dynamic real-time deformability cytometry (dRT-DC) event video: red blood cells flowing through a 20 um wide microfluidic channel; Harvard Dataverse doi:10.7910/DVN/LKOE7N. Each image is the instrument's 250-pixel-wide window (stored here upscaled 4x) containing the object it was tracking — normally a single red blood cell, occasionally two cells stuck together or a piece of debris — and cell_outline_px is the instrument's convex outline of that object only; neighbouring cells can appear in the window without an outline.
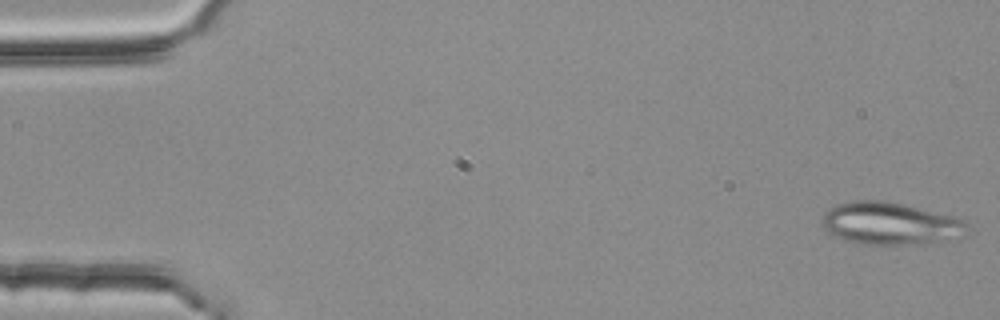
{"species": "common noctule bat (a hibernating species)", "species_latin": "Nyctalus noctula", "temperature_condition": "room temperature", "stored_images_in_passage": 6, "segment_of_instrument_passage": [1, 2], "camera_frame_rate_fps": 3000, "um_per_image_px": 0.085, "animal": {"sex": "female", "body_mass_g": 25.1}, "frame": {"image": 1, "passage_image": 1, "time_ms": 0.0, "image_size_px": [1000, 320], "cell_outline_px": [[968, 224], [964, 236], [944, 240], [900, 244], [868, 244], [844, 240], [828, 232], [824, 228], [824, 212], [828, 208], [836, 204], [852, 200], [888, 200], [952, 216]], "centroid_in_image_um": [75.62, 18.97], "position_along_channel_um": 9.4, "area_um2": 35.32}}